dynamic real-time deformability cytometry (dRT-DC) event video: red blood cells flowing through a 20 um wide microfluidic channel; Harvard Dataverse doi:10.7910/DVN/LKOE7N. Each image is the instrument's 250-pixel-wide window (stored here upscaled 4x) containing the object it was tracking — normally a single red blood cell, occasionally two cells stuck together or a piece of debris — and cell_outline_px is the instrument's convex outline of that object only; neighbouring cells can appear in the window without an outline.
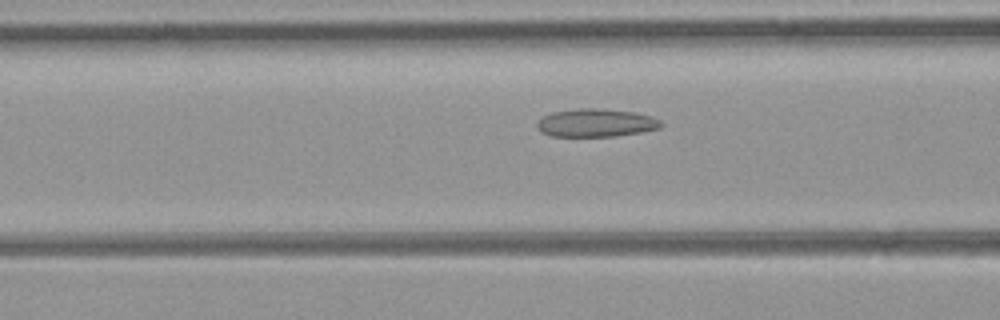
{"species": "common noctule bat (a hibernating species)", "species_latin": "Nyctalus noctula", "temperature_condition": "room temperature", "stored_images_in_passage": 19, "camera_frame_rate_fps": 3000, "um_per_image_px": 0.085, "animal": {"sex": "female", "body_mass_g": 21.9}, "frame": {"image": 1, "passage_image": 9, "time_ms": 2.667, "image_size_px": [1000, 320], "cell_outline_px": [[664, 124], [660, 128], [640, 132], [616, 136], [552, 136], [540, 132], [536, 128], [536, 124], [544, 116], [552, 112], [580, 108], [600, 108], [636, 112], [652, 116], [660, 120]], "centroid_in_image_um": [50.67, 10.44], "position_along_channel_um": 115.9, "area_um2": 20.4}}
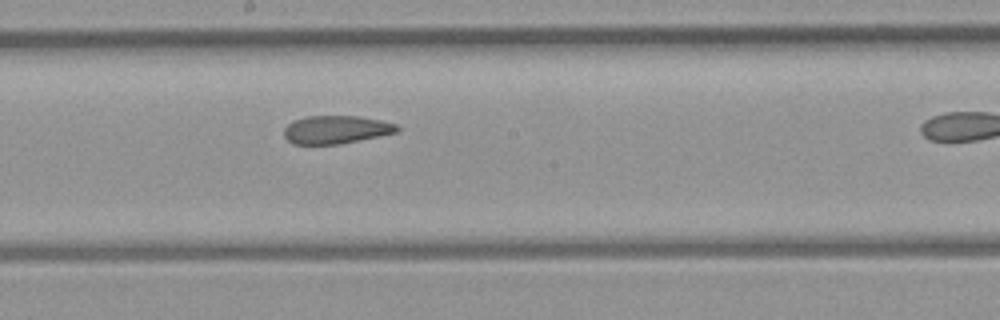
{"frame": {"image": 2, "passage_image": 16, "time_ms": 5.0, "image_size_px": [1000, 320], "cell_outline_px": [[400, 132], [340, 144], [292, 144], [284, 136], [284, 128], [292, 120], [304, 116], [356, 116], [380, 120], [396, 124], [400, 128]], "centroid_in_image_um": [28.56, 11.02], "position_along_channel_um": 219.6, "area_um2": 18.67}}